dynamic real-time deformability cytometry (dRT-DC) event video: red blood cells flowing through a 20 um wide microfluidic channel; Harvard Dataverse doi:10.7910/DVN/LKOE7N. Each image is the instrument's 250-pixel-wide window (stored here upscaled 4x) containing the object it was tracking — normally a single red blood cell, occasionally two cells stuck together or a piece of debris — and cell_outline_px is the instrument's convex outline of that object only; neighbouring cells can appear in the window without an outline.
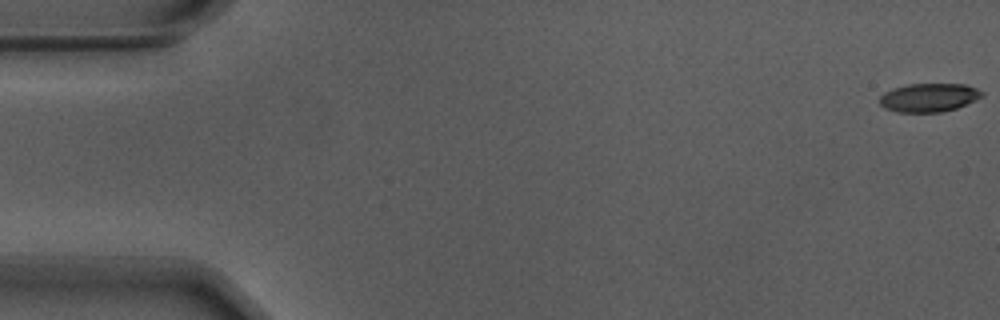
{"species": "Egyptian fruit bat (a non-hibernating species)", "species_latin": "Rousettus aegyptiacus", "temperature_condition": "warm", "stored_images_in_passage": 14, "camera_frame_rate_fps": 3000, "um_per_image_px": 0.085, "animal": {"sex": "male"}, "frame": {"image": 1, "passage_image": 1, "time_ms": 0.0, "image_size_px": [1000, 320], "cell_outline_px": [[984, 96], [976, 100], [956, 108], [940, 112], [896, 112], [884, 108], [880, 104], [880, 96], [884, 92], [908, 84], [964, 84], [976, 88], [984, 92]], "centroid_in_image_um": [78.97, 8.29], "position_along_channel_um": 6.0, "area_um2": 16.99}}
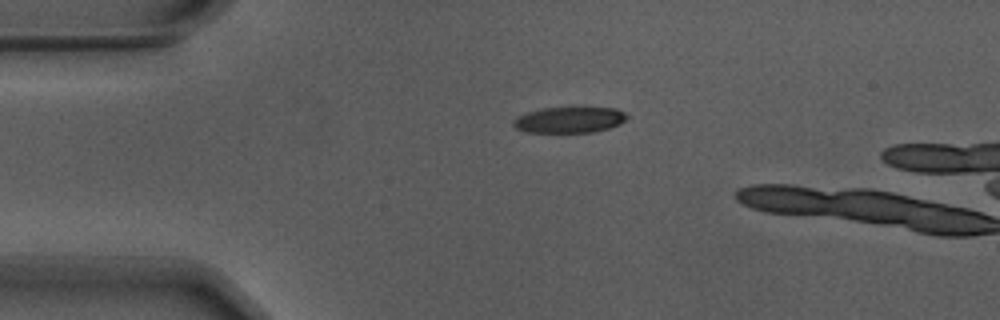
{"frame": {"image": 2, "passage_image": 13, "time_ms": 4.0, "image_size_px": [1000, 320], "cell_outline_px": [[628, 116], [620, 124], [608, 128], [592, 132], [524, 132], [516, 128], [512, 124], [512, 120], [516, 116], [528, 112], [544, 108], [616, 108], [624, 112]], "centroid_in_image_um": [48.36, 10.19], "position_along_channel_um": 36.6, "area_um2": 17.05}}